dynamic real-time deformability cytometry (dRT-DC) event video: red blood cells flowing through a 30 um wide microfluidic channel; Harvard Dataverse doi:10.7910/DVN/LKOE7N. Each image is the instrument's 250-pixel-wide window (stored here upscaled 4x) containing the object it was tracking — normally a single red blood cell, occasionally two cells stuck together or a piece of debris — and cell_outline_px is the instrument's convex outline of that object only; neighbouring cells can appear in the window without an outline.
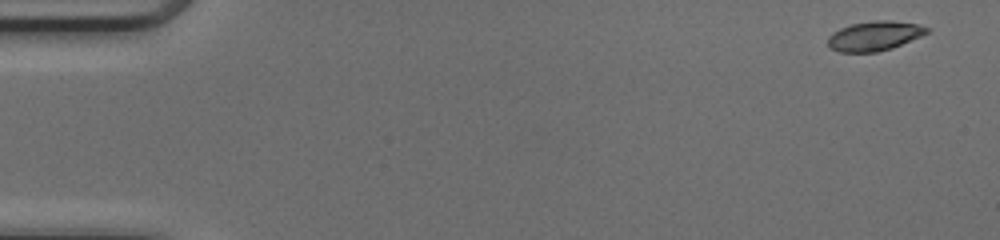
{"species": "common noctule bat (a hibernating species)", "species_latin": "Nyctalus noctula", "temperature_condition": "cold", "stored_images_in_passage": 48, "camera_frame_rate_fps": 3000, "um_per_image_px": 0.085, "animal": {"sex": "female", "body_mass_g": 17.0, "forearm_length_mm": 48.0}, "frame": {"image": 1, "passage_image": 1, "time_ms": 0.0, "image_size_px": [1000, 240], "cell_outline_px": [[932, 28], [928, 32], [920, 36], [892, 48], [876, 52], [840, 52], [828, 48], [828, 36], [832, 32], [840, 28], [852, 24], [876, 20], [892, 20], [916, 24]], "centroid_in_image_um": [74.31, 3.05], "position_along_channel_um": 10.7, "area_um2": 17.05}}
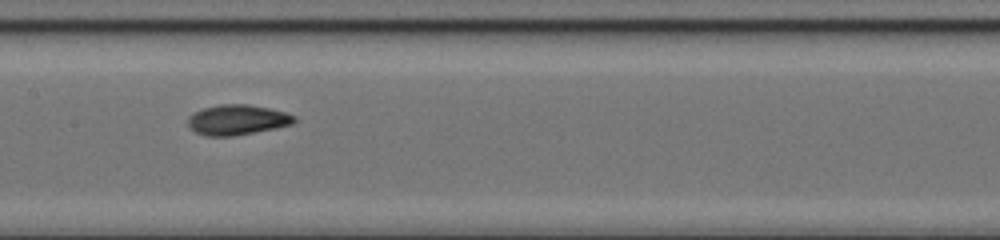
{"frame": {"image": 2, "passage_image": 24, "time_ms": 7.667, "image_size_px": [1000, 240], "cell_outline_px": [[296, 120], [292, 124], [276, 128], [232, 136], [208, 136], [196, 132], [188, 124], [188, 116], [204, 108], [220, 104], [248, 104], [268, 108], [284, 112], [296, 116]], "centroid_in_image_um": [20.18, 10.18], "position_along_channel_um": 187.2, "area_um2": 18.5}}
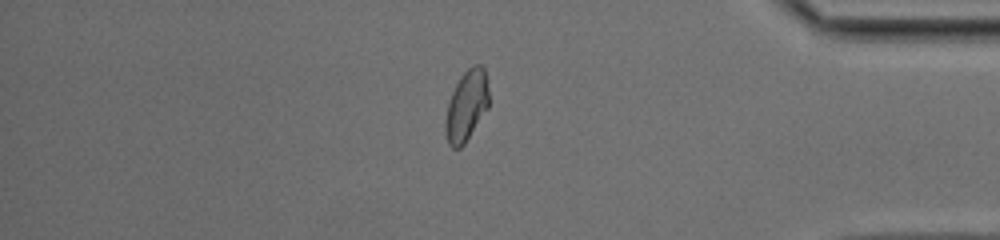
{"frame": {"image": 3, "passage_image": 41, "time_ms": 13.333, "image_size_px": [1000, 240], "cell_outline_px": [[488, 108], [464, 144], [460, 148], [452, 148], [448, 144], [444, 128], [444, 124], [448, 104], [452, 92], [460, 76], [472, 64], [480, 64], [484, 68], [488, 88]], "centroid_in_image_um": [39.64, 8.99], "position_along_channel_um": 395.6, "area_um2": 17.86}, "authors_computed_cell_mechanics": {"area_um2": 17.8313, "velocity_mm_per_s": 4.206, "shape_relaxation_time_tau1_ms": 3.4346, "shape_relaxation_time_tau2_ms": 2.008, "deformation_change_tau1": 0.135, "deformation_change_tau2": 0.0677}}